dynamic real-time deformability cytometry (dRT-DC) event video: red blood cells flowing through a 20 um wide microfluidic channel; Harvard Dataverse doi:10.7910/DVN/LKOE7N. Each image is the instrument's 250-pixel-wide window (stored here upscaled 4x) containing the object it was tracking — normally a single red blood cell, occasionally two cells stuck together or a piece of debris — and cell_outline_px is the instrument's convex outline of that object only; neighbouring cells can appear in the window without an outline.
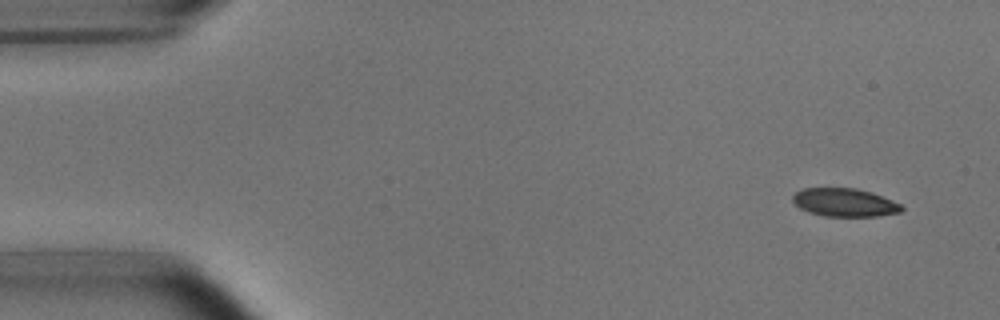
{"species": "common noctule bat (a hibernating species)", "species_latin": "Nyctalus noctula", "temperature_condition": "room temperature", "stored_images_in_passage": 6, "camera_frame_rate_fps": 3000, "um_per_image_px": 0.085, "animal": {"sex": "male", "body_mass_g": 15.6}, "frame": {"image": 1, "passage_image": 1, "time_ms": 0.0, "image_size_px": [1000, 320], "cell_outline_px": [[904, 208], [900, 212], [876, 216], [824, 216], [808, 212], [800, 208], [792, 200], [792, 196], [796, 192], [804, 188], [856, 188], [872, 192], [892, 200], [900, 204]], "centroid_in_image_um": [71.78, 17.2], "position_along_channel_um": 13.2, "area_um2": 17.86}}
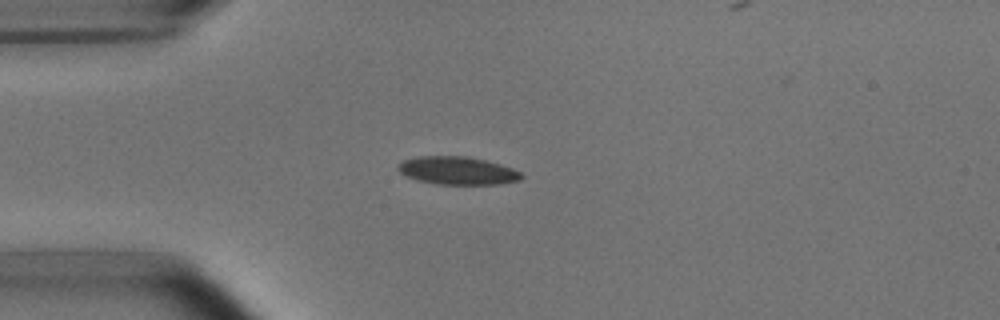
{"frame": {"image": 2, "passage_image": 4, "time_ms": 1.0, "image_size_px": [1000, 320], "cell_outline_px": [[524, 176], [520, 180], [500, 184], [436, 184], [416, 180], [400, 172], [396, 168], [404, 160], [416, 156], [464, 156], [484, 160], [500, 164], [512, 168], [520, 172]], "centroid_in_image_um": [38.89, 14.5], "position_along_channel_um": 46.1, "area_um2": 20.0}}